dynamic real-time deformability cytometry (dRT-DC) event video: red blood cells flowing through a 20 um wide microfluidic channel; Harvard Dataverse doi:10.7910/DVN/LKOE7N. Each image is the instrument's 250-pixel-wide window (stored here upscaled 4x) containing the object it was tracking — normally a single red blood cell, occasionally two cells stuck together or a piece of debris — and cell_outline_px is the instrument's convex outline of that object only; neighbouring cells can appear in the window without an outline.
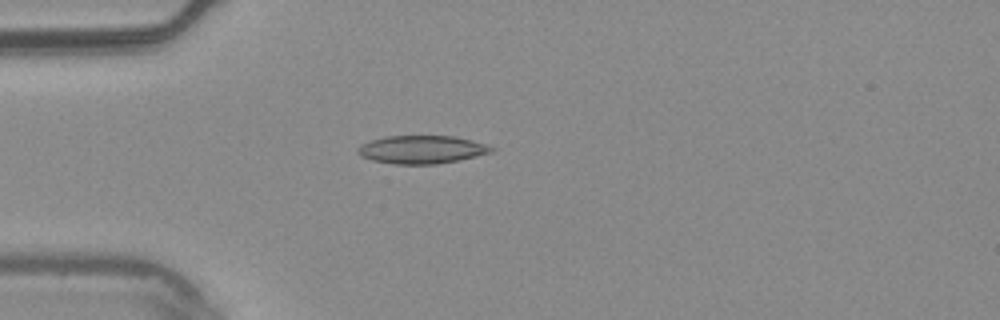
{"species": "common noctule bat (a hibernating species)", "species_latin": "Nyctalus noctula", "temperature_condition": "warm", "stored_images_in_passage": 2, "camera_frame_rate_fps": 3000, "um_per_image_px": 0.085, "animal": {"sex": "male", "body_mass_g": 20.4}, "frame": {"image": 1, "passage_image": 1, "time_ms": 0.0, "image_size_px": [1000, 320], "cell_outline_px": [[496, 148], [492, 152], [476, 156], [436, 164], [396, 164], [372, 160], [360, 156], [356, 152], [356, 148], [372, 140], [388, 136], [452, 136], [472, 140], [488, 144]], "centroid_in_image_um": [35.86, 12.71], "position_along_channel_um": 49.1, "area_um2": 21.73}}